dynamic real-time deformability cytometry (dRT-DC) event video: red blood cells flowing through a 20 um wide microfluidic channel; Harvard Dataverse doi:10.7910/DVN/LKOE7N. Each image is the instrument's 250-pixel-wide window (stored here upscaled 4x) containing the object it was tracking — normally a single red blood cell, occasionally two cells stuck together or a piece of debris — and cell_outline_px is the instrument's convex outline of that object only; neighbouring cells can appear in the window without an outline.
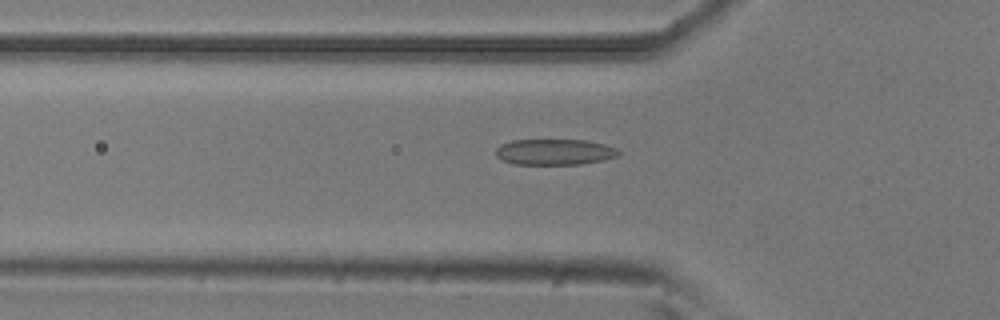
{"species": "common noctule bat (a hibernating species)", "species_latin": "Nyctalus noctula", "temperature_condition": "room temperature", "stored_images_in_passage": 44, "camera_frame_rate_fps": 3000, "um_per_image_px": 0.085, "animal": {"sex": "male", "body_mass_g": 20.5, "forearm_length_mm": 52.5}, "frame": {"image": 1, "passage_image": 9, "time_ms": 2.667, "image_size_px": [1000, 320], "cell_outline_px": [[620, 152], [616, 156], [604, 160], [580, 164], [512, 164], [500, 160], [496, 156], [496, 148], [500, 144], [512, 140], [584, 140], [604, 144], [616, 148]], "centroid_in_image_um": [47.09, 12.92], "position_along_channel_um": 78.7, "area_um2": 18.55}}
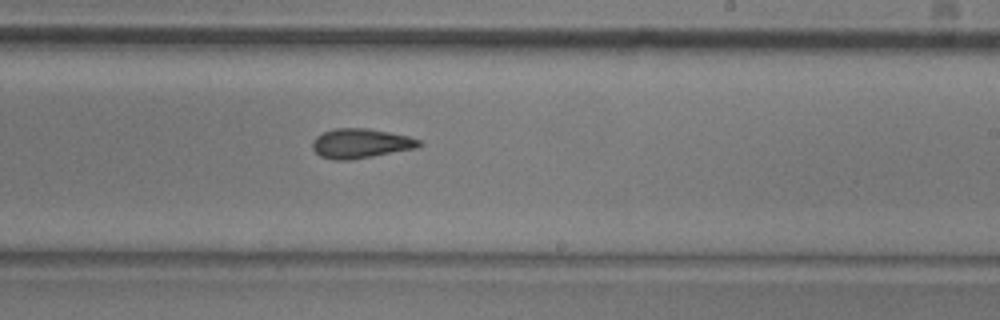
{"frame": {"image": 2, "passage_image": 23, "time_ms": 7.333, "image_size_px": [1000, 320], "cell_outline_px": [[424, 144], [416, 148], [352, 160], [332, 160], [320, 156], [312, 148], [312, 140], [316, 136], [332, 128], [368, 128], [408, 136], [420, 140]], "centroid_in_image_um": [30.64, 12.19], "position_along_channel_um": 258.4, "area_um2": 18.5}}
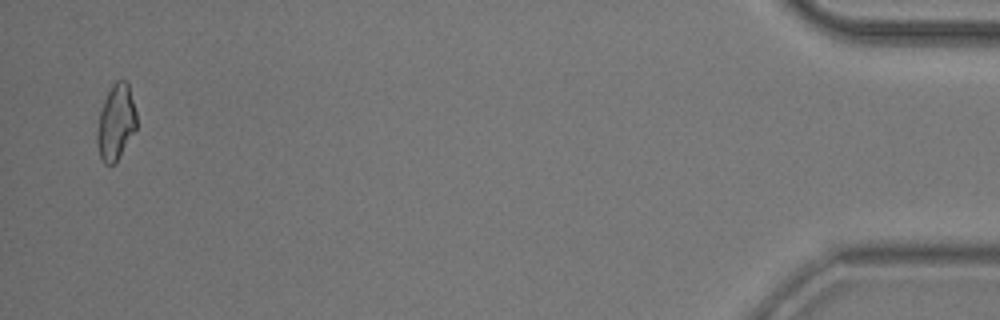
{"frame": {"image": 3, "passage_image": 43, "time_ms": 14.0, "image_size_px": [1000, 320], "cell_outline_px": [[136, 128], [116, 164], [104, 164], [100, 160], [96, 144], [96, 132], [100, 112], [104, 100], [112, 84], [116, 80], [128, 80], [136, 112]], "centroid_in_image_um": [9.84, 10.42], "position_along_channel_um": 425.4, "area_um2": 17.63}, "authors_computed_cell_mechanics": {"area_um2": 17.918, "velocity_mm_per_s": 3.8277, "shape_relaxation_time_tau1_ms": 9.277, "shape_relaxation_time_tau2_ms": 3.0604, "deformation_change_tau1": 0.1808, "deformation_change_tau2": 0.1125}}